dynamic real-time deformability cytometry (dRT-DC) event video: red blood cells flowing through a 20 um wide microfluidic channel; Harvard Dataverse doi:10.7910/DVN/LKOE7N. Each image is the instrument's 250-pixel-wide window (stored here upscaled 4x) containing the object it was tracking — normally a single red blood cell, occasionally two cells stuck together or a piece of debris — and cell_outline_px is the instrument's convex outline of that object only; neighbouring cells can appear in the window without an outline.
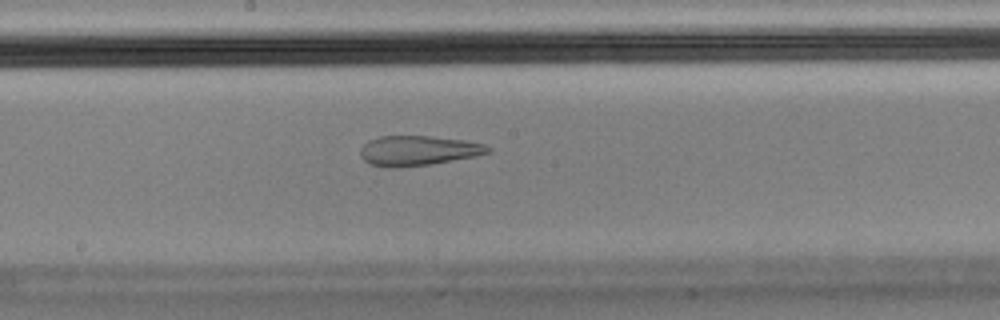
{"species": "Egyptian fruit bat (a non-hibernating species)", "species_latin": "Rousettus aegyptiacus", "temperature_condition": "cold", "stored_images_in_passage": 45, "camera_frame_rate_fps": 3000, "um_per_image_px": 0.085, "animal": {"sex": "male"}, "frame": {"image": 1, "passage_image": 20, "time_ms": 6.333, "image_size_px": [1000, 320], "cell_outline_px": [[492, 152], [476, 156], [432, 164], [396, 168], [388, 168], [368, 164], [360, 156], [360, 148], [368, 140], [380, 136], [432, 136], [464, 140], [484, 144], [492, 148]], "centroid_in_image_um": [35.53, 12.81], "position_along_channel_um": 212.7, "area_um2": 22.54}}